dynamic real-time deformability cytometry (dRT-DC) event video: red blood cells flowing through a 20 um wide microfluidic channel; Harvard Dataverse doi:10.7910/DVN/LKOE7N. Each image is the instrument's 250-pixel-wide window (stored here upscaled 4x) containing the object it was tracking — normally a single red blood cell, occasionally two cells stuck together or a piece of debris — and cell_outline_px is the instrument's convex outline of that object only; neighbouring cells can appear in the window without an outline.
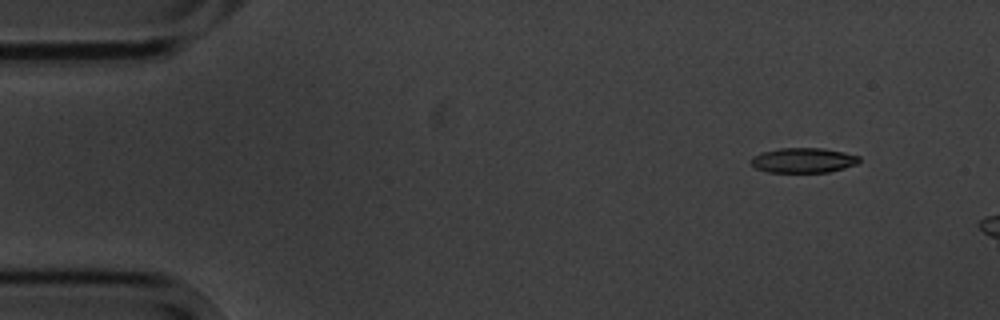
{"species": "common noctule bat (a hibernating species)", "species_latin": "Nyctalus noctula", "temperature_condition": "cold", "stored_images_in_passage": 4, "camera_frame_rate_fps": 3000, "um_per_image_px": 0.085, "animal": {"sex": "male", "body_mass_g": 20.1, "forearm_length_mm": 53.5}, "frame": {"image": 1, "passage_image": 2, "time_ms": 1.333, "image_size_px": [1000, 320], "cell_outline_px": [[860, 160], [856, 164], [844, 168], [828, 172], [768, 172], [756, 168], [752, 164], [752, 156], [764, 152], [780, 148], [820, 148], [844, 152], [860, 156]], "centroid_in_image_um": [68.3, 13.62], "position_along_channel_um": 16.7, "area_um2": 15.55}}